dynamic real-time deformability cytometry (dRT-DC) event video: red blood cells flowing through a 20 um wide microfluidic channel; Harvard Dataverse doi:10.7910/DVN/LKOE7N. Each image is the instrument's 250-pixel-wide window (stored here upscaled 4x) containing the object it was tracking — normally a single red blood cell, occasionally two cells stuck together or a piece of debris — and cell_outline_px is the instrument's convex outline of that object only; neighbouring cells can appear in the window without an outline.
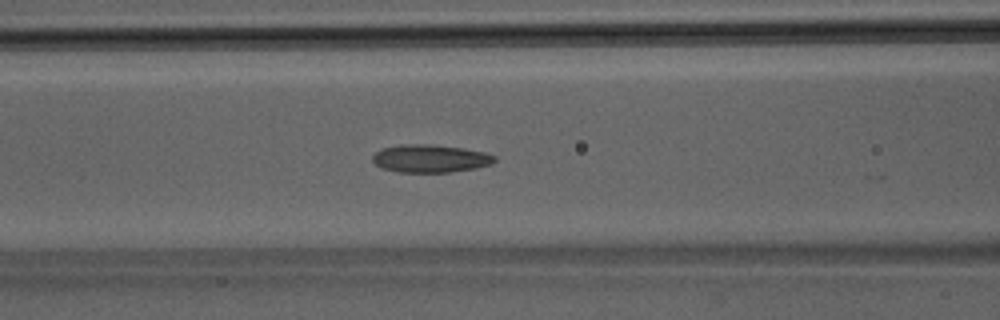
{"species": "Egyptian fruit bat (a non-hibernating species)", "species_latin": "Rousettus aegyptiacus", "temperature_condition": "room temperature", "stored_images_in_passage": 40, "camera_frame_rate_fps": 3000, "um_per_image_px": 0.085, "animal": {"sex": "male"}, "frame": {"image": 1, "passage_image": 17, "time_ms": 5.333, "image_size_px": [1000, 320], "cell_outline_px": [[496, 160], [492, 164], [476, 168], [448, 172], [400, 172], [380, 168], [372, 160], [372, 156], [380, 148], [404, 144], [432, 144], [464, 148], [484, 152], [496, 156]], "centroid_in_image_um": [36.57, 13.47], "position_along_channel_um": 130.0, "area_um2": 19.94}}
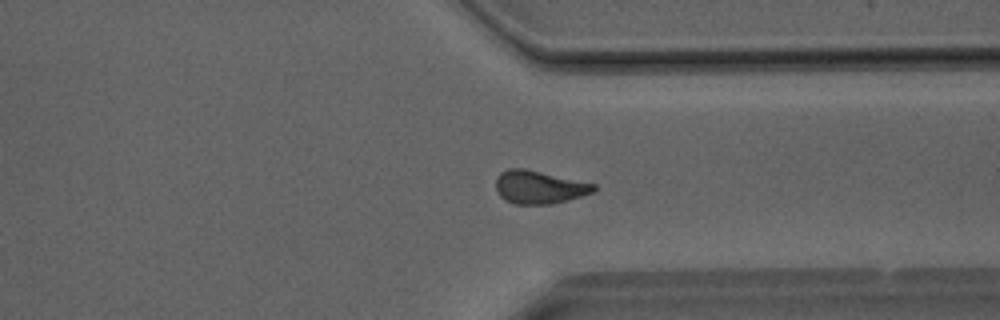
{"frame": {"image": 2, "passage_image": 31, "time_ms": 10.0, "image_size_px": [1000, 320], "cell_outline_px": [[596, 188], [592, 192], [580, 196], [552, 204], [516, 204], [504, 200], [496, 192], [496, 176], [500, 172], [508, 168], [524, 168], [596, 184]], "centroid_in_image_um": [45.77, 15.9], "position_along_channel_um": 365.6, "area_um2": 18.84}}
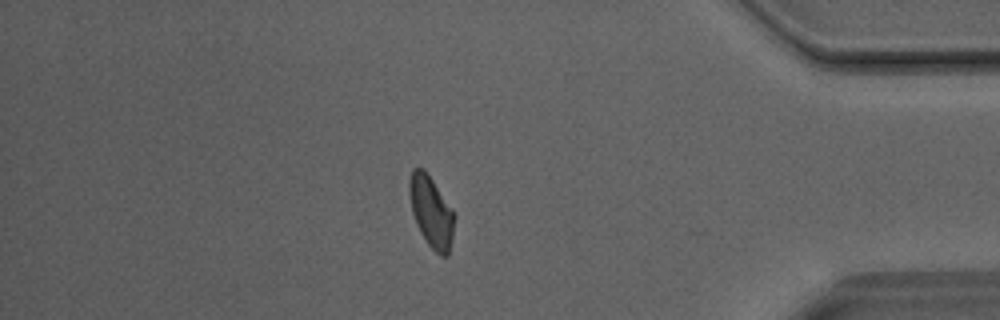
{"frame": {"image": 3, "passage_image": 35, "time_ms": 11.333, "image_size_px": [1000, 320], "cell_outline_px": [[456, 216], [452, 240], [448, 256], [440, 256], [428, 244], [420, 232], [416, 224], [412, 212], [408, 192], [408, 180], [412, 168], [424, 168], [452, 208]], "centroid_in_image_um": [36.65, 17.98], "position_along_channel_um": 398.5, "area_um2": 18.96}}